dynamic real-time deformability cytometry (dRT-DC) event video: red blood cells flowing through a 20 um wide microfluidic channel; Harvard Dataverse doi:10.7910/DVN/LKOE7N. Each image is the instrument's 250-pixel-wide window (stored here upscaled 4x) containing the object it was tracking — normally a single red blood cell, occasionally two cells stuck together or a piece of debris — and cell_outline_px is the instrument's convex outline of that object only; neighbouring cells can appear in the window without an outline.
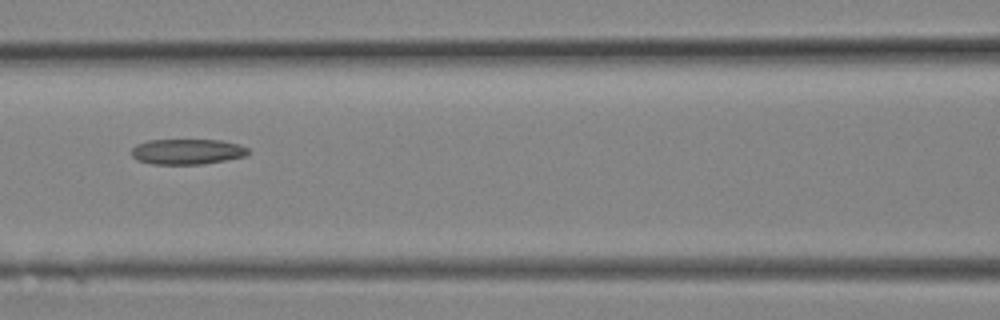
{"species": "Egyptian fruit bat (a non-hibernating species)", "species_latin": "Rousettus aegyptiacus", "temperature_condition": "room temperature", "stored_images_in_passage": 10, "camera_frame_rate_fps": 3000, "um_per_image_px": 0.085, "animal": {"sex": "female"}, "frame": {"image": 1, "passage_image": 9, "time_ms": 2.667, "image_size_px": [1000, 320], "cell_outline_px": [[252, 152], [244, 156], [204, 164], [152, 164], [136, 160], [132, 156], [132, 148], [136, 144], [148, 140], [220, 140], [240, 144], [248, 148]], "centroid_in_image_um": [15.91, 12.88], "position_along_channel_um": 150.7, "area_um2": 17.4}}
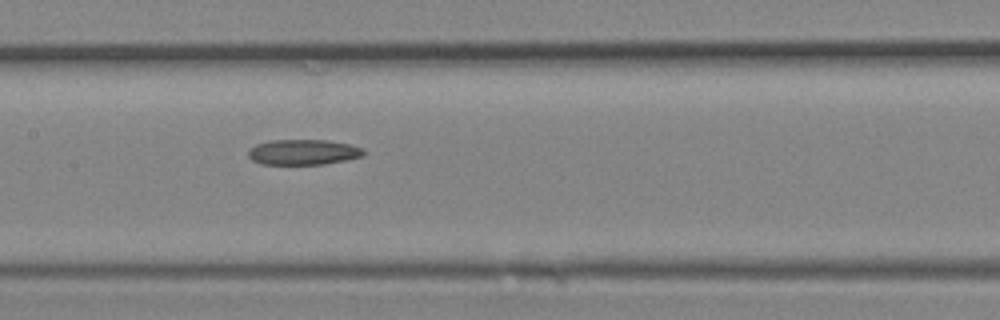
{"frame": {"image": 2, "passage_image": 10, "time_ms": 3.0, "image_size_px": [1000, 320], "cell_outline_px": [[364, 156], [324, 164], [260, 164], [252, 160], [248, 156], [248, 148], [256, 144], [272, 140], [324, 140], [348, 144], [364, 148]], "centroid_in_image_um": [25.74, 12.93], "position_along_channel_um": 181.7, "area_um2": 17.05}}